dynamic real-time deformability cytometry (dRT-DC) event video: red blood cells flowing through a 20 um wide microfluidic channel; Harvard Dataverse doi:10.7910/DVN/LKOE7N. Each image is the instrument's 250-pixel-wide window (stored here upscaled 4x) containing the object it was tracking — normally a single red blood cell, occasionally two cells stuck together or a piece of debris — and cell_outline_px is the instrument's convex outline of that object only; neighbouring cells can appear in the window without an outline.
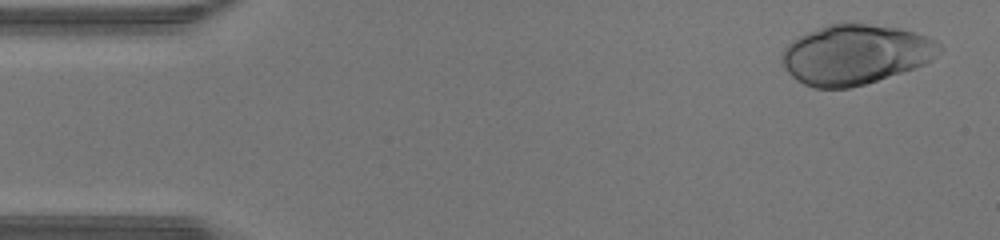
{"species": "human", "species_latin": "Homo sapiens", "temperature_condition": "warm", "stored_images_in_passage": 21, "camera_frame_rate_fps": 3000, "um_per_image_px": 0.085, "donor": {"sex": "male"}, "frame": {"image": 1, "passage_image": 2, "time_ms": 0.333, "image_size_px": [1000, 240], "cell_outline_px": [[944, 48], [932, 60], [924, 64], [864, 84], [848, 88], [816, 88], [804, 84], [796, 80], [780, 64], [780, 56], [784, 48], [792, 40], [808, 32], [828, 24], [844, 20], [900, 28], [916, 32], [928, 36], [940, 44]], "centroid_in_image_um": [72.68, 4.59], "position_along_channel_um": 12.3, "area_um2": 55.43}}
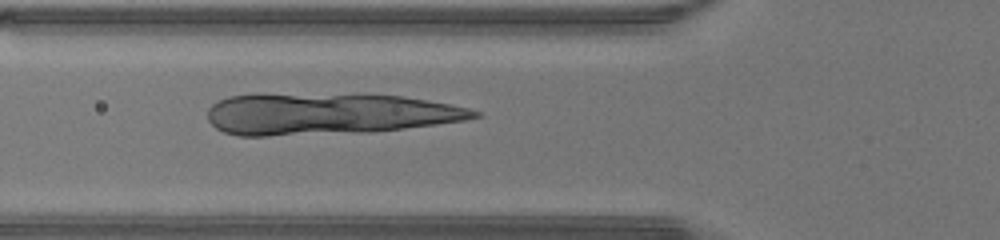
{"frame": {"image": 2, "passage_image": 16, "time_ms": 5.0, "image_size_px": [1000, 240], "cell_outline_px": [[484, 116], [464, 120], [436, 124], [372, 132], [268, 136], [240, 136], [224, 132], [216, 128], [208, 120], [208, 108], [212, 104], [228, 96], [256, 92], [364, 92], [404, 96], [428, 100], [468, 108], [480, 112]], "centroid_in_image_um": [27.86, 9.63], "position_along_channel_um": 97.9, "area_um2": 66.82}}
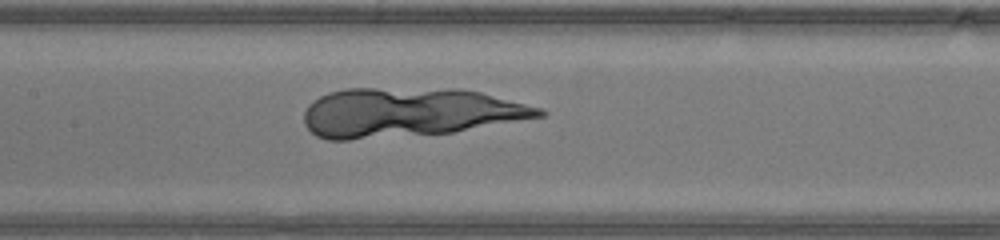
{"frame": {"image": 3, "passage_image": 21, "time_ms": 6.667, "image_size_px": [1000, 240], "cell_outline_px": [[548, 112], [544, 116], [452, 132], [348, 140], [328, 140], [316, 136], [304, 124], [304, 112], [308, 104], [312, 100], [328, 92], [348, 88], [460, 88], [480, 92], [540, 108]], "centroid_in_image_um": [34.71, 9.54], "position_along_channel_um": 172.7, "area_um2": 67.28}}